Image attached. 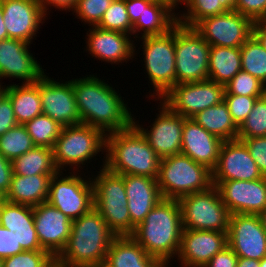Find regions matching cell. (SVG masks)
Wrapping results in <instances>:
<instances>
[{
  "instance_id": "cell-38",
  "label": "cell",
  "mask_w": 266,
  "mask_h": 267,
  "mask_svg": "<svg viewBox=\"0 0 266 267\" xmlns=\"http://www.w3.org/2000/svg\"><path fill=\"white\" fill-rule=\"evenodd\" d=\"M132 25L126 10V0H114L103 14L97 27L132 36Z\"/></svg>"
},
{
  "instance_id": "cell-9",
  "label": "cell",
  "mask_w": 266,
  "mask_h": 267,
  "mask_svg": "<svg viewBox=\"0 0 266 267\" xmlns=\"http://www.w3.org/2000/svg\"><path fill=\"white\" fill-rule=\"evenodd\" d=\"M183 229L229 231L231 213L215 185L178 199Z\"/></svg>"
},
{
  "instance_id": "cell-45",
  "label": "cell",
  "mask_w": 266,
  "mask_h": 267,
  "mask_svg": "<svg viewBox=\"0 0 266 267\" xmlns=\"http://www.w3.org/2000/svg\"><path fill=\"white\" fill-rule=\"evenodd\" d=\"M237 139L246 145L260 172L266 177V136Z\"/></svg>"
},
{
  "instance_id": "cell-61",
  "label": "cell",
  "mask_w": 266,
  "mask_h": 267,
  "mask_svg": "<svg viewBox=\"0 0 266 267\" xmlns=\"http://www.w3.org/2000/svg\"><path fill=\"white\" fill-rule=\"evenodd\" d=\"M49 267H65L64 265L62 264H59L57 261H55L51 266Z\"/></svg>"
},
{
  "instance_id": "cell-29",
  "label": "cell",
  "mask_w": 266,
  "mask_h": 267,
  "mask_svg": "<svg viewBox=\"0 0 266 267\" xmlns=\"http://www.w3.org/2000/svg\"><path fill=\"white\" fill-rule=\"evenodd\" d=\"M5 94L10 98L18 124L24 125L27 121L42 114L39 81L37 83L7 85Z\"/></svg>"
},
{
  "instance_id": "cell-56",
  "label": "cell",
  "mask_w": 266,
  "mask_h": 267,
  "mask_svg": "<svg viewBox=\"0 0 266 267\" xmlns=\"http://www.w3.org/2000/svg\"><path fill=\"white\" fill-rule=\"evenodd\" d=\"M221 5L227 10L232 11L235 8L237 0H219Z\"/></svg>"
},
{
  "instance_id": "cell-62",
  "label": "cell",
  "mask_w": 266,
  "mask_h": 267,
  "mask_svg": "<svg viewBox=\"0 0 266 267\" xmlns=\"http://www.w3.org/2000/svg\"><path fill=\"white\" fill-rule=\"evenodd\" d=\"M4 194L0 191V204L4 201Z\"/></svg>"
},
{
  "instance_id": "cell-37",
  "label": "cell",
  "mask_w": 266,
  "mask_h": 267,
  "mask_svg": "<svg viewBox=\"0 0 266 267\" xmlns=\"http://www.w3.org/2000/svg\"><path fill=\"white\" fill-rule=\"evenodd\" d=\"M185 5L187 11L177 13V23L187 27H194L203 18L227 12L219 0H188Z\"/></svg>"
},
{
  "instance_id": "cell-32",
  "label": "cell",
  "mask_w": 266,
  "mask_h": 267,
  "mask_svg": "<svg viewBox=\"0 0 266 267\" xmlns=\"http://www.w3.org/2000/svg\"><path fill=\"white\" fill-rule=\"evenodd\" d=\"M192 119L222 141H232L238 137V126L233 121L224 100L198 112Z\"/></svg>"
},
{
  "instance_id": "cell-33",
  "label": "cell",
  "mask_w": 266,
  "mask_h": 267,
  "mask_svg": "<svg viewBox=\"0 0 266 267\" xmlns=\"http://www.w3.org/2000/svg\"><path fill=\"white\" fill-rule=\"evenodd\" d=\"M13 174L31 176L38 174H56L53 151L49 147L35 146L12 161Z\"/></svg>"
},
{
  "instance_id": "cell-31",
  "label": "cell",
  "mask_w": 266,
  "mask_h": 267,
  "mask_svg": "<svg viewBox=\"0 0 266 267\" xmlns=\"http://www.w3.org/2000/svg\"><path fill=\"white\" fill-rule=\"evenodd\" d=\"M242 70L239 47L211 46L208 79L226 86Z\"/></svg>"
},
{
  "instance_id": "cell-30",
  "label": "cell",
  "mask_w": 266,
  "mask_h": 267,
  "mask_svg": "<svg viewBox=\"0 0 266 267\" xmlns=\"http://www.w3.org/2000/svg\"><path fill=\"white\" fill-rule=\"evenodd\" d=\"M177 24V13L165 3L151 2L132 25L134 39L141 36L161 35ZM139 32V34H138ZM135 34V35H134ZM137 35V36H136Z\"/></svg>"
},
{
  "instance_id": "cell-17",
  "label": "cell",
  "mask_w": 266,
  "mask_h": 267,
  "mask_svg": "<svg viewBox=\"0 0 266 267\" xmlns=\"http://www.w3.org/2000/svg\"><path fill=\"white\" fill-rule=\"evenodd\" d=\"M231 214H259L266 207V177L258 180L212 181Z\"/></svg>"
},
{
  "instance_id": "cell-11",
  "label": "cell",
  "mask_w": 266,
  "mask_h": 267,
  "mask_svg": "<svg viewBox=\"0 0 266 267\" xmlns=\"http://www.w3.org/2000/svg\"><path fill=\"white\" fill-rule=\"evenodd\" d=\"M62 173L51 178L47 202L73 221L94 207L93 183L90 176L86 180L75 171L67 176Z\"/></svg>"
},
{
  "instance_id": "cell-49",
  "label": "cell",
  "mask_w": 266,
  "mask_h": 267,
  "mask_svg": "<svg viewBox=\"0 0 266 267\" xmlns=\"http://www.w3.org/2000/svg\"><path fill=\"white\" fill-rule=\"evenodd\" d=\"M13 175L12 161L0 153V191L5 195L8 191Z\"/></svg>"
},
{
  "instance_id": "cell-20",
  "label": "cell",
  "mask_w": 266,
  "mask_h": 267,
  "mask_svg": "<svg viewBox=\"0 0 266 267\" xmlns=\"http://www.w3.org/2000/svg\"><path fill=\"white\" fill-rule=\"evenodd\" d=\"M228 246V234L220 231L183 229L177 255L180 267H204Z\"/></svg>"
},
{
  "instance_id": "cell-24",
  "label": "cell",
  "mask_w": 266,
  "mask_h": 267,
  "mask_svg": "<svg viewBox=\"0 0 266 267\" xmlns=\"http://www.w3.org/2000/svg\"><path fill=\"white\" fill-rule=\"evenodd\" d=\"M222 143L220 138L209 133L192 118H185L182 131V154L213 170L217 165Z\"/></svg>"
},
{
  "instance_id": "cell-12",
  "label": "cell",
  "mask_w": 266,
  "mask_h": 267,
  "mask_svg": "<svg viewBox=\"0 0 266 267\" xmlns=\"http://www.w3.org/2000/svg\"><path fill=\"white\" fill-rule=\"evenodd\" d=\"M225 86L209 79L173 86L160 100L172 111L192 118L198 112L220 104L224 100Z\"/></svg>"
},
{
  "instance_id": "cell-35",
  "label": "cell",
  "mask_w": 266,
  "mask_h": 267,
  "mask_svg": "<svg viewBox=\"0 0 266 267\" xmlns=\"http://www.w3.org/2000/svg\"><path fill=\"white\" fill-rule=\"evenodd\" d=\"M240 51L242 70L266 85V50L251 36Z\"/></svg>"
},
{
  "instance_id": "cell-6",
  "label": "cell",
  "mask_w": 266,
  "mask_h": 267,
  "mask_svg": "<svg viewBox=\"0 0 266 267\" xmlns=\"http://www.w3.org/2000/svg\"><path fill=\"white\" fill-rule=\"evenodd\" d=\"M104 160V161H103ZM102 160L97 176H92L94 208L116 236L131 235V218L127 206L124 175L109 171Z\"/></svg>"
},
{
  "instance_id": "cell-44",
  "label": "cell",
  "mask_w": 266,
  "mask_h": 267,
  "mask_svg": "<svg viewBox=\"0 0 266 267\" xmlns=\"http://www.w3.org/2000/svg\"><path fill=\"white\" fill-rule=\"evenodd\" d=\"M234 10L254 23L266 20V0H237Z\"/></svg>"
},
{
  "instance_id": "cell-40",
  "label": "cell",
  "mask_w": 266,
  "mask_h": 267,
  "mask_svg": "<svg viewBox=\"0 0 266 267\" xmlns=\"http://www.w3.org/2000/svg\"><path fill=\"white\" fill-rule=\"evenodd\" d=\"M266 85L248 72L240 70L225 86L224 94L262 97Z\"/></svg>"
},
{
  "instance_id": "cell-60",
  "label": "cell",
  "mask_w": 266,
  "mask_h": 267,
  "mask_svg": "<svg viewBox=\"0 0 266 267\" xmlns=\"http://www.w3.org/2000/svg\"><path fill=\"white\" fill-rule=\"evenodd\" d=\"M260 267H266V256L259 261Z\"/></svg>"
},
{
  "instance_id": "cell-22",
  "label": "cell",
  "mask_w": 266,
  "mask_h": 267,
  "mask_svg": "<svg viewBox=\"0 0 266 267\" xmlns=\"http://www.w3.org/2000/svg\"><path fill=\"white\" fill-rule=\"evenodd\" d=\"M263 177L242 141L238 139L223 141L217 165L212 170V181H252Z\"/></svg>"
},
{
  "instance_id": "cell-43",
  "label": "cell",
  "mask_w": 266,
  "mask_h": 267,
  "mask_svg": "<svg viewBox=\"0 0 266 267\" xmlns=\"http://www.w3.org/2000/svg\"><path fill=\"white\" fill-rule=\"evenodd\" d=\"M260 97L224 94L231 117L239 127L252 111L256 100Z\"/></svg>"
},
{
  "instance_id": "cell-5",
  "label": "cell",
  "mask_w": 266,
  "mask_h": 267,
  "mask_svg": "<svg viewBox=\"0 0 266 267\" xmlns=\"http://www.w3.org/2000/svg\"><path fill=\"white\" fill-rule=\"evenodd\" d=\"M157 184L165 199L207 190L212 183V170L182 153L160 159Z\"/></svg>"
},
{
  "instance_id": "cell-34",
  "label": "cell",
  "mask_w": 266,
  "mask_h": 267,
  "mask_svg": "<svg viewBox=\"0 0 266 267\" xmlns=\"http://www.w3.org/2000/svg\"><path fill=\"white\" fill-rule=\"evenodd\" d=\"M24 126L35 146L49 148H53L63 128L58 122L43 113L27 121Z\"/></svg>"
},
{
  "instance_id": "cell-58",
  "label": "cell",
  "mask_w": 266,
  "mask_h": 267,
  "mask_svg": "<svg viewBox=\"0 0 266 267\" xmlns=\"http://www.w3.org/2000/svg\"><path fill=\"white\" fill-rule=\"evenodd\" d=\"M92 267H111L108 263L104 262H100Z\"/></svg>"
},
{
  "instance_id": "cell-28",
  "label": "cell",
  "mask_w": 266,
  "mask_h": 267,
  "mask_svg": "<svg viewBox=\"0 0 266 267\" xmlns=\"http://www.w3.org/2000/svg\"><path fill=\"white\" fill-rule=\"evenodd\" d=\"M105 262L111 267H164L130 235L114 237Z\"/></svg>"
},
{
  "instance_id": "cell-21",
  "label": "cell",
  "mask_w": 266,
  "mask_h": 267,
  "mask_svg": "<svg viewBox=\"0 0 266 267\" xmlns=\"http://www.w3.org/2000/svg\"><path fill=\"white\" fill-rule=\"evenodd\" d=\"M30 44L19 39L0 41V79H22V83H37L45 74L31 51Z\"/></svg>"
},
{
  "instance_id": "cell-23",
  "label": "cell",
  "mask_w": 266,
  "mask_h": 267,
  "mask_svg": "<svg viewBox=\"0 0 266 267\" xmlns=\"http://www.w3.org/2000/svg\"><path fill=\"white\" fill-rule=\"evenodd\" d=\"M86 52L91 54L92 57L98 60L111 63H127V60H132L136 55L135 44L131 38V35L101 29L97 26H92L88 29ZM135 48V49H134Z\"/></svg>"
},
{
  "instance_id": "cell-50",
  "label": "cell",
  "mask_w": 266,
  "mask_h": 267,
  "mask_svg": "<svg viewBox=\"0 0 266 267\" xmlns=\"http://www.w3.org/2000/svg\"><path fill=\"white\" fill-rule=\"evenodd\" d=\"M151 3L149 0H126V10L132 24L142 16L144 9Z\"/></svg>"
},
{
  "instance_id": "cell-55",
  "label": "cell",
  "mask_w": 266,
  "mask_h": 267,
  "mask_svg": "<svg viewBox=\"0 0 266 267\" xmlns=\"http://www.w3.org/2000/svg\"><path fill=\"white\" fill-rule=\"evenodd\" d=\"M187 2L188 0H161V3L167 4L173 11L179 7V4H186Z\"/></svg>"
},
{
  "instance_id": "cell-46",
  "label": "cell",
  "mask_w": 266,
  "mask_h": 267,
  "mask_svg": "<svg viewBox=\"0 0 266 267\" xmlns=\"http://www.w3.org/2000/svg\"><path fill=\"white\" fill-rule=\"evenodd\" d=\"M17 125L10 98L4 93L0 98V136Z\"/></svg>"
},
{
  "instance_id": "cell-10",
  "label": "cell",
  "mask_w": 266,
  "mask_h": 267,
  "mask_svg": "<svg viewBox=\"0 0 266 267\" xmlns=\"http://www.w3.org/2000/svg\"><path fill=\"white\" fill-rule=\"evenodd\" d=\"M210 48L194 27L175 25L176 85L208 79Z\"/></svg>"
},
{
  "instance_id": "cell-19",
  "label": "cell",
  "mask_w": 266,
  "mask_h": 267,
  "mask_svg": "<svg viewBox=\"0 0 266 267\" xmlns=\"http://www.w3.org/2000/svg\"><path fill=\"white\" fill-rule=\"evenodd\" d=\"M8 38L31 44L46 20L38 0H0ZM43 20V21H42Z\"/></svg>"
},
{
  "instance_id": "cell-1",
  "label": "cell",
  "mask_w": 266,
  "mask_h": 267,
  "mask_svg": "<svg viewBox=\"0 0 266 267\" xmlns=\"http://www.w3.org/2000/svg\"><path fill=\"white\" fill-rule=\"evenodd\" d=\"M86 76L72 79L81 123L105 135L130 128L134 117L120 93L97 75Z\"/></svg>"
},
{
  "instance_id": "cell-15",
  "label": "cell",
  "mask_w": 266,
  "mask_h": 267,
  "mask_svg": "<svg viewBox=\"0 0 266 267\" xmlns=\"http://www.w3.org/2000/svg\"><path fill=\"white\" fill-rule=\"evenodd\" d=\"M39 94L42 113L53 121L63 127L81 123L72 79L63 83V81H55L44 74L39 80Z\"/></svg>"
},
{
  "instance_id": "cell-13",
  "label": "cell",
  "mask_w": 266,
  "mask_h": 267,
  "mask_svg": "<svg viewBox=\"0 0 266 267\" xmlns=\"http://www.w3.org/2000/svg\"><path fill=\"white\" fill-rule=\"evenodd\" d=\"M253 25L251 19L232 10L203 18L194 29L210 46L241 48L252 36Z\"/></svg>"
},
{
  "instance_id": "cell-8",
  "label": "cell",
  "mask_w": 266,
  "mask_h": 267,
  "mask_svg": "<svg viewBox=\"0 0 266 267\" xmlns=\"http://www.w3.org/2000/svg\"><path fill=\"white\" fill-rule=\"evenodd\" d=\"M139 38L143 41L144 69L154 89L149 97L159 101L176 85L175 26L164 34Z\"/></svg>"
},
{
  "instance_id": "cell-47",
  "label": "cell",
  "mask_w": 266,
  "mask_h": 267,
  "mask_svg": "<svg viewBox=\"0 0 266 267\" xmlns=\"http://www.w3.org/2000/svg\"><path fill=\"white\" fill-rule=\"evenodd\" d=\"M23 251L10 230L0 224V259L11 257Z\"/></svg>"
},
{
  "instance_id": "cell-42",
  "label": "cell",
  "mask_w": 266,
  "mask_h": 267,
  "mask_svg": "<svg viewBox=\"0 0 266 267\" xmlns=\"http://www.w3.org/2000/svg\"><path fill=\"white\" fill-rule=\"evenodd\" d=\"M114 0H77L73 13L90 27L97 26Z\"/></svg>"
},
{
  "instance_id": "cell-54",
  "label": "cell",
  "mask_w": 266,
  "mask_h": 267,
  "mask_svg": "<svg viewBox=\"0 0 266 267\" xmlns=\"http://www.w3.org/2000/svg\"><path fill=\"white\" fill-rule=\"evenodd\" d=\"M8 39V33L3 20V9L0 2V41Z\"/></svg>"
},
{
  "instance_id": "cell-7",
  "label": "cell",
  "mask_w": 266,
  "mask_h": 267,
  "mask_svg": "<svg viewBox=\"0 0 266 267\" xmlns=\"http://www.w3.org/2000/svg\"><path fill=\"white\" fill-rule=\"evenodd\" d=\"M106 149V135L95 127L87 124L70 125L62 128L56 139L53 151V160L58 171L65 167L79 171L85 163H90L98 153ZM89 160V162H88ZM82 165V166H80Z\"/></svg>"
},
{
  "instance_id": "cell-3",
  "label": "cell",
  "mask_w": 266,
  "mask_h": 267,
  "mask_svg": "<svg viewBox=\"0 0 266 267\" xmlns=\"http://www.w3.org/2000/svg\"><path fill=\"white\" fill-rule=\"evenodd\" d=\"M115 236L93 207L72 221L70 237L56 261L65 267H92L104 262Z\"/></svg>"
},
{
  "instance_id": "cell-57",
  "label": "cell",
  "mask_w": 266,
  "mask_h": 267,
  "mask_svg": "<svg viewBox=\"0 0 266 267\" xmlns=\"http://www.w3.org/2000/svg\"><path fill=\"white\" fill-rule=\"evenodd\" d=\"M259 218H260V221H261V224H262V227L264 228V230L266 231V207L265 209L260 212L258 214Z\"/></svg>"
},
{
  "instance_id": "cell-26",
  "label": "cell",
  "mask_w": 266,
  "mask_h": 267,
  "mask_svg": "<svg viewBox=\"0 0 266 267\" xmlns=\"http://www.w3.org/2000/svg\"><path fill=\"white\" fill-rule=\"evenodd\" d=\"M0 224L10 230L24 251L43 250L37 238L32 206L4 200L0 204Z\"/></svg>"
},
{
  "instance_id": "cell-41",
  "label": "cell",
  "mask_w": 266,
  "mask_h": 267,
  "mask_svg": "<svg viewBox=\"0 0 266 267\" xmlns=\"http://www.w3.org/2000/svg\"><path fill=\"white\" fill-rule=\"evenodd\" d=\"M2 261L3 267H49L56 259L45 250H26Z\"/></svg>"
},
{
  "instance_id": "cell-4",
  "label": "cell",
  "mask_w": 266,
  "mask_h": 267,
  "mask_svg": "<svg viewBox=\"0 0 266 267\" xmlns=\"http://www.w3.org/2000/svg\"><path fill=\"white\" fill-rule=\"evenodd\" d=\"M105 152V167L113 173L158 177L161 158L134 125L107 134Z\"/></svg>"
},
{
  "instance_id": "cell-63",
  "label": "cell",
  "mask_w": 266,
  "mask_h": 267,
  "mask_svg": "<svg viewBox=\"0 0 266 267\" xmlns=\"http://www.w3.org/2000/svg\"><path fill=\"white\" fill-rule=\"evenodd\" d=\"M151 2H154V3H161V0H149Z\"/></svg>"
},
{
  "instance_id": "cell-36",
  "label": "cell",
  "mask_w": 266,
  "mask_h": 267,
  "mask_svg": "<svg viewBox=\"0 0 266 267\" xmlns=\"http://www.w3.org/2000/svg\"><path fill=\"white\" fill-rule=\"evenodd\" d=\"M34 147L32 138L22 124H18L0 136V153L10 161Z\"/></svg>"
},
{
  "instance_id": "cell-16",
  "label": "cell",
  "mask_w": 266,
  "mask_h": 267,
  "mask_svg": "<svg viewBox=\"0 0 266 267\" xmlns=\"http://www.w3.org/2000/svg\"><path fill=\"white\" fill-rule=\"evenodd\" d=\"M228 246L238 257L260 261L266 256V231L257 214H231Z\"/></svg>"
},
{
  "instance_id": "cell-59",
  "label": "cell",
  "mask_w": 266,
  "mask_h": 267,
  "mask_svg": "<svg viewBox=\"0 0 266 267\" xmlns=\"http://www.w3.org/2000/svg\"><path fill=\"white\" fill-rule=\"evenodd\" d=\"M5 89H6V86L2 85V83L0 82V98L5 93Z\"/></svg>"
},
{
  "instance_id": "cell-2",
  "label": "cell",
  "mask_w": 266,
  "mask_h": 267,
  "mask_svg": "<svg viewBox=\"0 0 266 267\" xmlns=\"http://www.w3.org/2000/svg\"><path fill=\"white\" fill-rule=\"evenodd\" d=\"M183 231L180 205L177 199L162 198L130 235L148 255L168 267L178 255Z\"/></svg>"
},
{
  "instance_id": "cell-27",
  "label": "cell",
  "mask_w": 266,
  "mask_h": 267,
  "mask_svg": "<svg viewBox=\"0 0 266 267\" xmlns=\"http://www.w3.org/2000/svg\"><path fill=\"white\" fill-rule=\"evenodd\" d=\"M54 174L29 176L12 175L6 201L35 207L47 201L50 181Z\"/></svg>"
},
{
  "instance_id": "cell-64",
  "label": "cell",
  "mask_w": 266,
  "mask_h": 267,
  "mask_svg": "<svg viewBox=\"0 0 266 267\" xmlns=\"http://www.w3.org/2000/svg\"><path fill=\"white\" fill-rule=\"evenodd\" d=\"M0 267H3V261L0 259Z\"/></svg>"
},
{
  "instance_id": "cell-14",
  "label": "cell",
  "mask_w": 266,
  "mask_h": 267,
  "mask_svg": "<svg viewBox=\"0 0 266 267\" xmlns=\"http://www.w3.org/2000/svg\"><path fill=\"white\" fill-rule=\"evenodd\" d=\"M159 103V114L156 113L157 117L151 123L152 126H148L150 129L140 126L139 121H135V118H133V125L146 138L155 153L160 158H165L181 153L185 117L172 111L161 100Z\"/></svg>"
},
{
  "instance_id": "cell-53",
  "label": "cell",
  "mask_w": 266,
  "mask_h": 267,
  "mask_svg": "<svg viewBox=\"0 0 266 267\" xmlns=\"http://www.w3.org/2000/svg\"><path fill=\"white\" fill-rule=\"evenodd\" d=\"M237 267H260V265L258 260L238 257Z\"/></svg>"
},
{
  "instance_id": "cell-51",
  "label": "cell",
  "mask_w": 266,
  "mask_h": 267,
  "mask_svg": "<svg viewBox=\"0 0 266 267\" xmlns=\"http://www.w3.org/2000/svg\"><path fill=\"white\" fill-rule=\"evenodd\" d=\"M40 5L42 6V10L45 13V15H48L49 12V6H53L54 8L61 9L62 11H73L75 8V5L77 3V0H38ZM48 7V8H47ZM48 10V11H47Z\"/></svg>"
},
{
  "instance_id": "cell-25",
  "label": "cell",
  "mask_w": 266,
  "mask_h": 267,
  "mask_svg": "<svg viewBox=\"0 0 266 267\" xmlns=\"http://www.w3.org/2000/svg\"><path fill=\"white\" fill-rule=\"evenodd\" d=\"M124 184L132 234L135 227L145 220L146 215L163 197L155 178L124 175Z\"/></svg>"
},
{
  "instance_id": "cell-52",
  "label": "cell",
  "mask_w": 266,
  "mask_h": 267,
  "mask_svg": "<svg viewBox=\"0 0 266 267\" xmlns=\"http://www.w3.org/2000/svg\"><path fill=\"white\" fill-rule=\"evenodd\" d=\"M252 36L266 50V23L256 22L253 25Z\"/></svg>"
},
{
  "instance_id": "cell-39",
  "label": "cell",
  "mask_w": 266,
  "mask_h": 267,
  "mask_svg": "<svg viewBox=\"0 0 266 267\" xmlns=\"http://www.w3.org/2000/svg\"><path fill=\"white\" fill-rule=\"evenodd\" d=\"M266 136V96L258 98L248 117L238 127L237 138Z\"/></svg>"
},
{
  "instance_id": "cell-18",
  "label": "cell",
  "mask_w": 266,
  "mask_h": 267,
  "mask_svg": "<svg viewBox=\"0 0 266 267\" xmlns=\"http://www.w3.org/2000/svg\"><path fill=\"white\" fill-rule=\"evenodd\" d=\"M33 215L41 247L56 259L70 237L71 219L47 201L33 207Z\"/></svg>"
},
{
  "instance_id": "cell-48",
  "label": "cell",
  "mask_w": 266,
  "mask_h": 267,
  "mask_svg": "<svg viewBox=\"0 0 266 267\" xmlns=\"http://www.w3.org/2000/svg\"><path fill=\"white\" fill-rule=\"evenodd\" d=\"M238 256L229 247L215 254L204 267H237Z\"/></svg>"
}]
</instances>
